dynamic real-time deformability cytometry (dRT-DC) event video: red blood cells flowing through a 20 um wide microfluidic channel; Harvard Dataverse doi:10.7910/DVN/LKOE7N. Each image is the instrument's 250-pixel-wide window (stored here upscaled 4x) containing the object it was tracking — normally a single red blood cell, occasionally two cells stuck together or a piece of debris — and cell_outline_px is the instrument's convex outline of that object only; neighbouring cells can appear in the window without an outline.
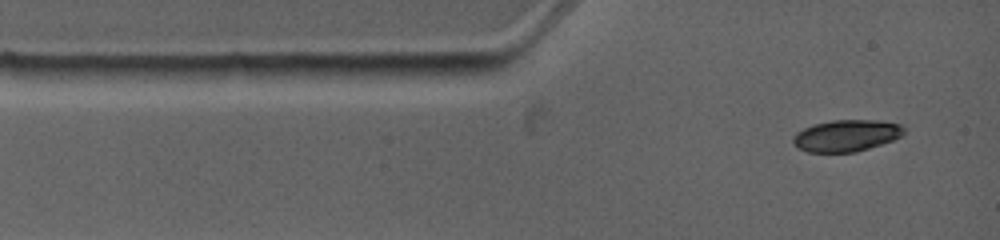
{"species": "common noctule bat (a hibernating species)", "species_latin": "Nyctalus noctula", "temperature_condition": "warm", "stored_images_in_passage": 3, "camera_frame_rate_fps": 4500, "um_per_image_px": 0.085, "animal": {"sex": "female", "body_mass_g": 19.0, "forearm_length_mm": 53.3}, "frame": {"image": 1, "passage_image": 1, "time_ms": 0.0, "image_size_px": [1000, 240], "cell_outline_px": [[904, 132], [900, 136], [892, 140], [856, 152], [808, 152], [796, 148], [792, 140], [796, 132], [812, 124], [832, 120], [880, 120], [900, 124], [904, 128]], "centroid_in_image_um": [71.9, 11.52], "position_along_channel_um": 13.1, "area_um2": 20.46}}
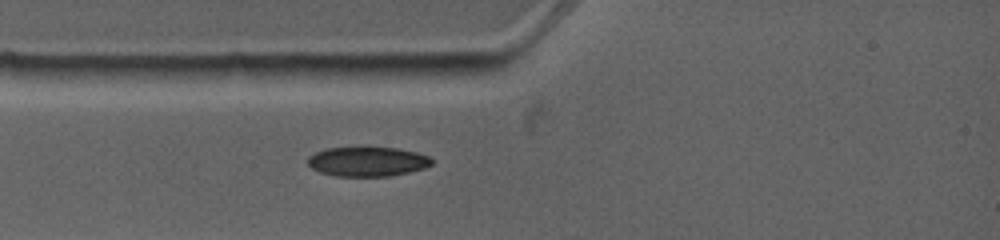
{"frame": {"image": 2, "passage_image": 3, "time_ms": 1.778, "image_size_px": [1000, 240], "cell_outline_px": [[432, 164], [424, 168], [408, 172], [388, 176], [336, 176], [320, 172], [312, 168], [308, 164], [308, 156], [316, 152], [328, 148], [360, 144], [368, 144], [396, 148], [416, 152], [428, 156], [432, 160]], "centroid_in_image_um": [31.2, 13.67], "position_along_channel_um": 53.8, "area_um2": 22.14}}